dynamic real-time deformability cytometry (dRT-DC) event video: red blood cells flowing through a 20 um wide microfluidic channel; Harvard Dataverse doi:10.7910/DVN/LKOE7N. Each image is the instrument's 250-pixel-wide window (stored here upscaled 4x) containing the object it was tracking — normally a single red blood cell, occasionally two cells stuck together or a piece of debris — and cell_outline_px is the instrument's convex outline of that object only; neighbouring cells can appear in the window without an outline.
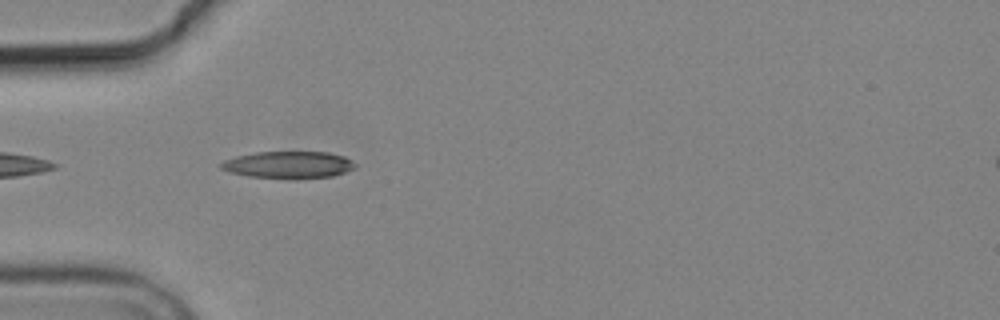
{"species": "common noctule bat (a hibernating species)", "species_latin": "Nyctalus noctula", "temperature_condition": "cold", "stored_images_in_passage": 6, "camera_frame_rate_fps": 3000, "um_per_image_px": 0.085, "animal": {"sex": "male", "body_mass_g": 19.2, "forearm_length_mm": 51.8}, "frame": {"image": 1, "passage_image": 5, "time_ms": 5.0, "image_size_px": [1000, 320], "cell_outline_px": [[356, 168], [332, 176], [248, 176], [228, 172], [220, 168], [220, 164], [224, 160], [236, 156], [256, 152], [328, 152], [344, 156], [352, 160], [356, 164]], "centroid_in_image_um": [24.51, 13.96], "position_along_channel_um": 60.5, "area_um2": 20.29}}
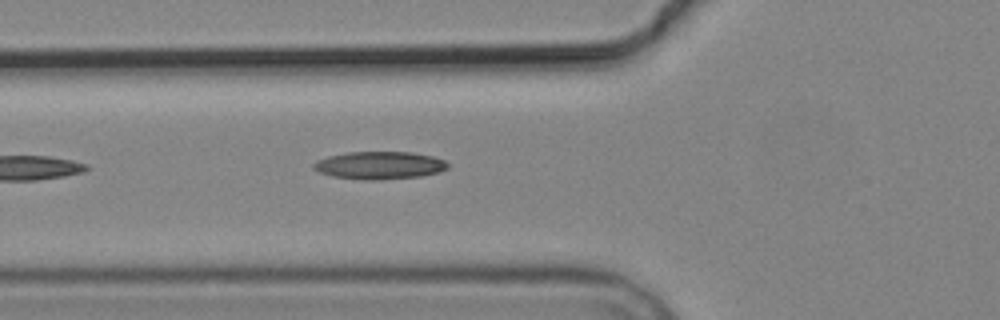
{"frame": {"image": 2, "passage_image": 6, "time_ms": 6.0, "image_size_px": [1000, 320], "cell_outline_px": [[448, 168], [440, 172], [420, 176], [380, 180], [364, 180], [332, 176], [320, 172], [312, 168], [312, 164], [316, 160], [328, 156], [348, 152], [412, 152], [432, 156], [444, 160], [448, 164]], "centroid_in_image_um": [32.25, 14.05], "position_along_channel_um": 93.6, "area_um2": 21.73}}